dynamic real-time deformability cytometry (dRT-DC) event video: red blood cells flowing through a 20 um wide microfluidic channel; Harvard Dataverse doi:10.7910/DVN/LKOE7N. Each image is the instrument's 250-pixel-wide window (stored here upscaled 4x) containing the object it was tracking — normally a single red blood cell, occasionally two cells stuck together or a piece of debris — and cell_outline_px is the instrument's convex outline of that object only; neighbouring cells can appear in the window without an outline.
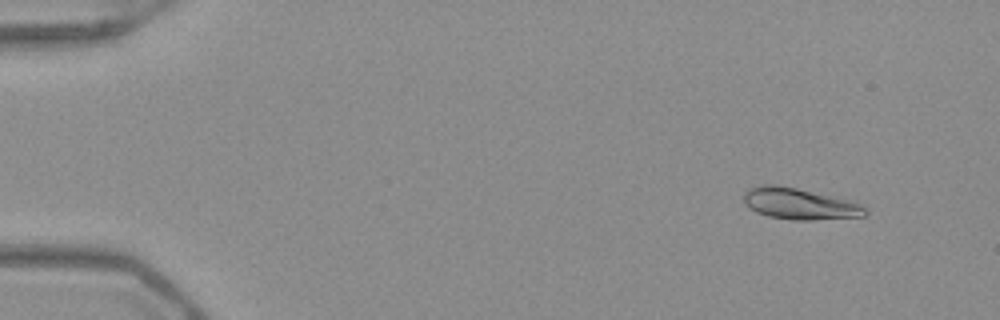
{"species": "Egyptian fruit bat (a non-hibernating species)", "species_latin": "Rousettus aegyptiacus", "temperature_condition": "warm", "stored_images_in_passage": 52, "segment_of_instrument_passage": [1, 2], "camera_frame_rate_fps": 3000, "um_per_image_px": 0.085, "frame": {"image": 1, "passage_image": 4, "time_ms": 1.0, "image_size_px": [1000, 320], "cell_outline_px": [[868, 212], [864, 216], [812, 220], [792, 220], [768, 216], [756, 212], [744, 204], [744, 192], [748, 188], [760, 184], [776, 184], [796, 188], [852, 200], [860, 204]], "centroid_in_image_um": [67.93, 17.31], "position_along_channel_um": 17.1, "area_um2": 22.31}}
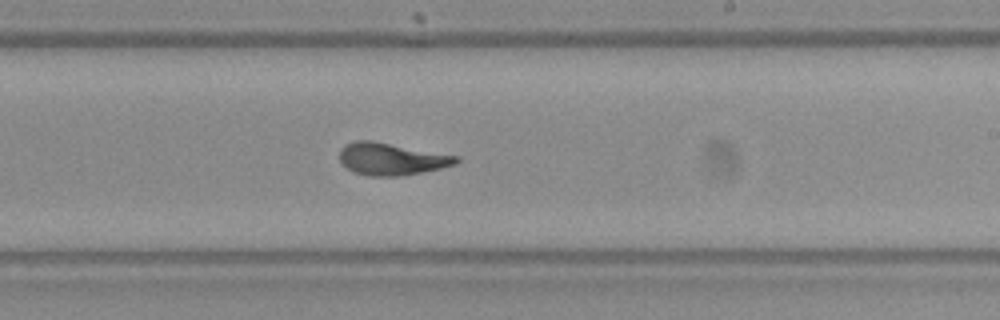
{"frame": {"image": 2, "passage_image": 31, "time_ms": 10.0, "image_size_px": [1000, 320], "cell_outline_px": [[460, 160], [456, 164], [440, 168], [400, 176], [368, 176], [352, 172], [340, 164], [340, 148], [344, 144], [352, 140], [372, 140], [460, 156]], "centroid_in_image_um": [33.23, 13.5], "position_along_channel_um": 255.8, "area_um2": 22.2}}
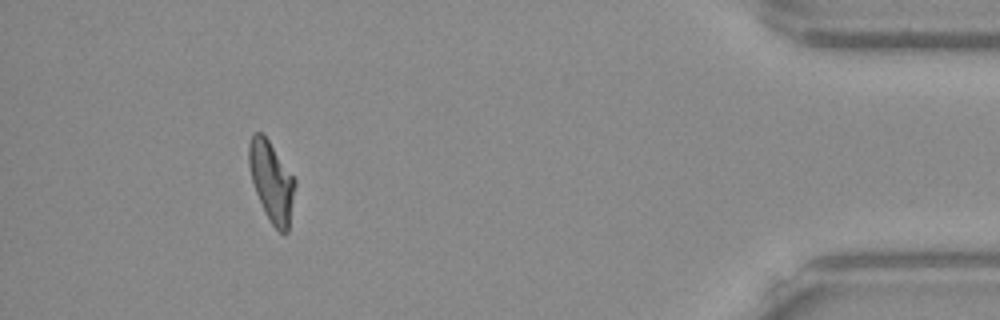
{"frame": {"image": 3, "passage_image": 47, "time_ms": 15.333, "image_size_px": [1000, 320], "cell_outline_px": [[296, 184], [288, 232], [280, 232], [272, 224], [256, 192], [252, 180], [248, 164], [248, 144], [252, 136], [256, 132], [260, 132], [268, 140], [296, 180]], "centroid_in_image_um": [23.09, 15.41], "position_along_channel_um": 412.1, "area_um2": 21.04}}